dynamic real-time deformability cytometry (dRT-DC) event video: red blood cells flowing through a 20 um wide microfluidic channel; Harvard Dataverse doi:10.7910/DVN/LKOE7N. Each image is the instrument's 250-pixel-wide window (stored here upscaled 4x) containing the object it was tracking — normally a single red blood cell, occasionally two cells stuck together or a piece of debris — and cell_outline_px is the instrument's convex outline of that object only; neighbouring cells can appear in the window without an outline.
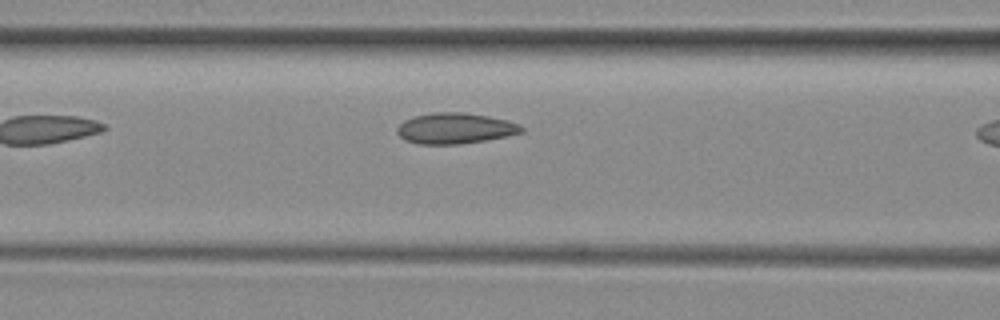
{"species": "common noctule bat (a hibernating species)", "species_latin": "Nyctalus noctula", "temperature_condition": "room temperature", "stored_images_in_passage": 6, "camera_frame_rate_fps": 3000, "um_per_image_px": 0.085, "animal": {"sex": "female", "body_mass_g": 29.2, "forearm_length_mm": 56.3}, "frame": {"image": 1, "passage_image": 5, "time_ms": 1.333, "image_size_px": [1000, 320], "cell_outline_px": [[524, 132], [484, 140], [460, 144], [420, 144], [404, 140], [396, 132], [396, 128], [404, 120], [412, 116], [432, 112], [464, 112], [488, 116], [508, 120], [520, 124], [524, 128]], "centroid_in_image_um": [38.66, 10.9], "position_along_channel_um": 127.9, "area_um2": 22.43}}